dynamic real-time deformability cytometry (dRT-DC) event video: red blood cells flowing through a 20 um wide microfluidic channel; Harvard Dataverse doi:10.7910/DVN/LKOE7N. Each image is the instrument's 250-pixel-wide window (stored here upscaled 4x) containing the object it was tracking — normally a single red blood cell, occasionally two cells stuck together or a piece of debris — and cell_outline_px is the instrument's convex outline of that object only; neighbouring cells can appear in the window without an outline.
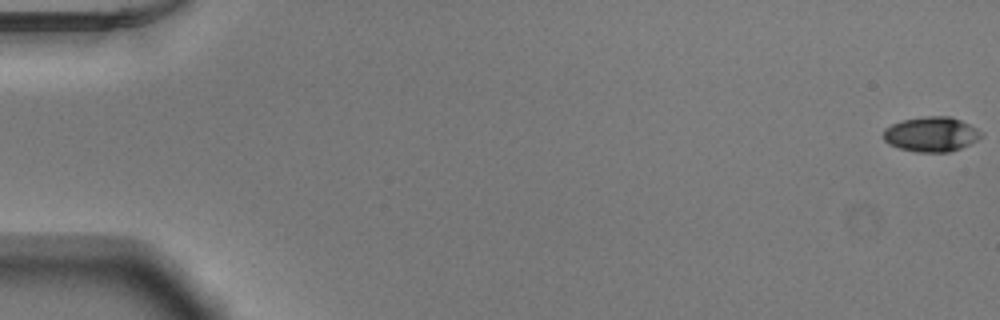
{"species": "Egyptian fruit bat (a non-hibernating species)", "species_latin": "Rousettus aegyptiacus", "temperature_condition": "warm", "stored_images_in_passage": 53, "camera_frame_rate_fps": 3000, "um_per_image_px": 0.085, "animal": {"sex": "male"}, "frame": {"image": 1, "passage_image": 1, "time_ms": 0.0, "image_size_px": [1000, 320], "cell_outline_px": [[984, 136], [960, 148], [948, 152], [916, 152], [900, 148], [888, 144], [884, 140], [884, 128], [900, 120], [924, 116], [948, 116], [960, 120], [976, 128]], "centroid_in_image_um": [79.12, 11.4], "position_along_channel_um": 5.9, "area_um2": 19.77}}
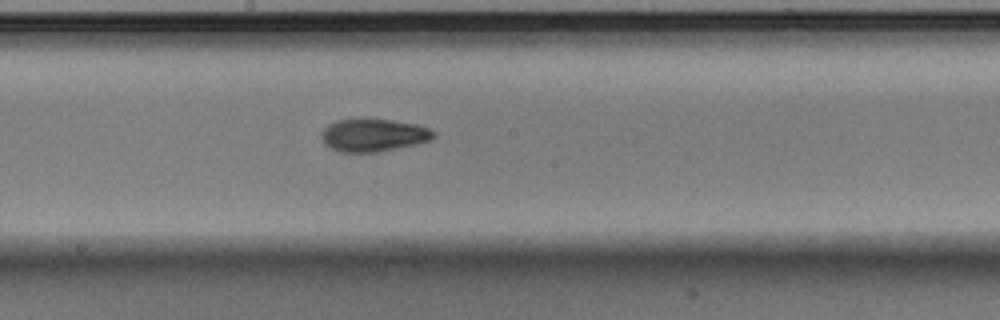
{"frame": {"image": 2, "passage_image": 30, "time_ms": 9.667, "image_size_px": [1000, 320], "cell_outline_px": [[436, 136], [428, 140], [416, 144], [376, 152], [340, 152], [324, 144], [324, 128], [328, 124], [336, 120], [392, 120], [412, 124], [428, 128], [436, 132]], "centroid_in_image_um": [31.76, 11.5], "position_along_channel_um": 216.4, "area_um2": 20.75}}
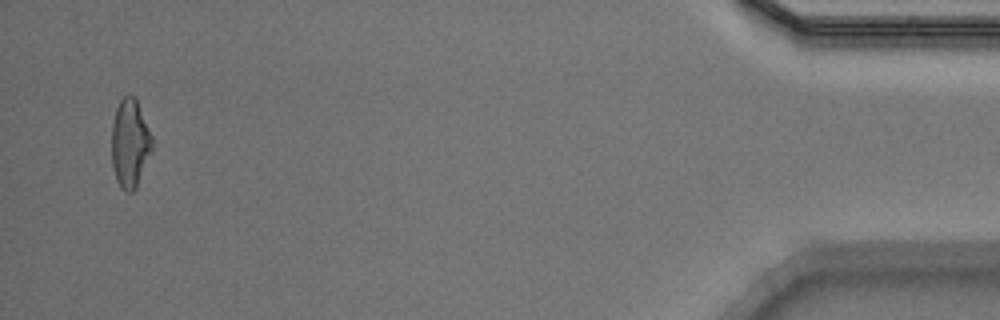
{"frame": {"image": 3, "passage_image": 52, "time_ms": 17.0, "image_size_px": [1000, 320], "cell_outline_px": [[152, 148], [136, 188], [132, 192], [124, 192], [120, 188], [116, 180], [112, 164], [112, 124], [116, 108], [120, 100], [124, 96], [136, 96], [152, 136]], "centroid_in_image_um": [11.04, 12.18], "position_along_channel_um": 424.2, "area_um2": 20.87}, "authors_computed_cell_mechanics": {"area_um2": 20.519, "velocity_mm_per_s": 3.9077, "shape_relaxation_time_tau1_ms": 6.6026, "shape_relaxation_time_tau2_ms": 3.0797, "deformation_change_tau1": 0.1918, "deformation_change_tau2": 0.0996}}